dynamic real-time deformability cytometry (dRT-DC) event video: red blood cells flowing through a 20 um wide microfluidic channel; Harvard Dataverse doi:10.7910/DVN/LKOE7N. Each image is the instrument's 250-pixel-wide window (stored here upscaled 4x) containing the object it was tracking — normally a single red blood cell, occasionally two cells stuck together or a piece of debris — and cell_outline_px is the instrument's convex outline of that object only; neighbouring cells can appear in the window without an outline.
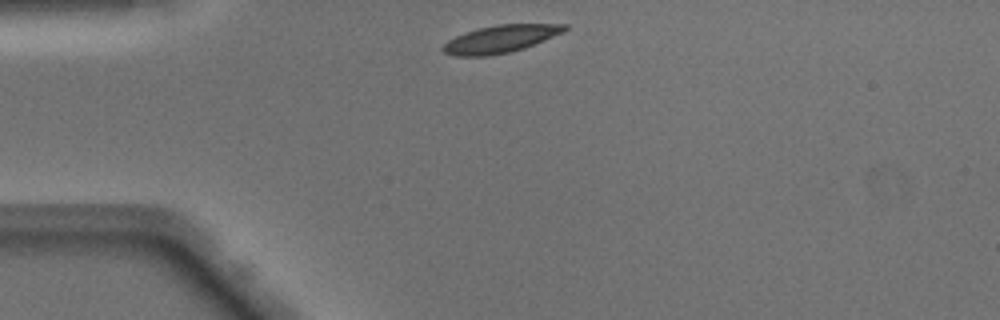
{"species": "Egyptian fruit bat (a non-hibernating species)", "species_latin": "Rousettus aegyptiacus", "temperature_condition": "warm", "stored_images_in_passage": 38, "camera_frame_rate_fps": 3000, "um_per_image_px": 0.085, "animal": {"sex": "male"}, "frame": {"image": 1, "passage_image": 1, "time_ms": 0.0, "image_size_px": [1000, 320], "cell_outline_px": [[568, 28], [564, 32], [524, 48], [512, 52], [484, 56], [456, 56], [444, 52], [440, 48], [448, 40], [464, 32], [476, 28], [496, 24], [568, 24]], "centroid_in_image_um": [42.53, 3.3], "position_along_channel_um": 42.5, "area_um2": 19.59}}
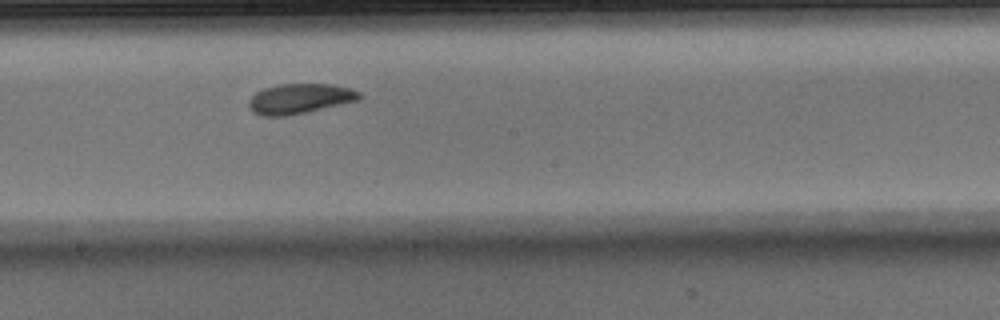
{"frame": {"image": 2, "passage_image": 16, "time_ms": 5.0, "image_size_px": [1000, 320], "cell_outline_px": [[364, 96], [360, 100], [288, 116], [260, 116], [252, 112], [248, 104], [248, 100], [256, 92], [264, 88], [280, 84], [332, 84], [352, 88], [360, 92]], "centroid_in_image_um": [25.5, 8.39], "position_along_channel_um": 222.7, "area_um2": 19.59}}
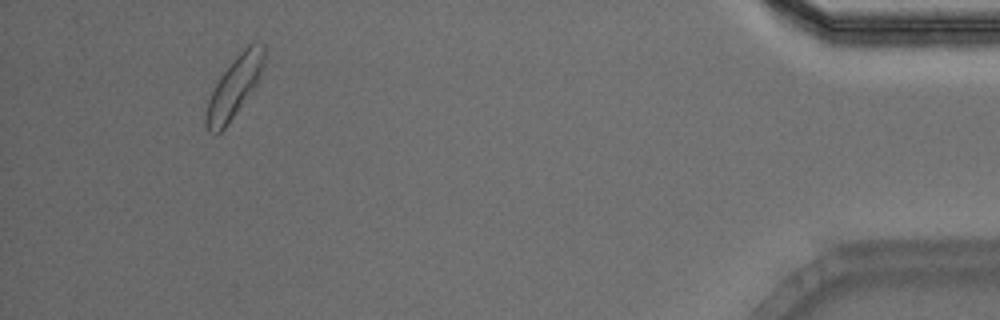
{"frame": {"image": 3, "passage_image": 35, "time_ms": 11.333, "image_size_px": [1000, 320], "cell_outline_px": [[264, 64], [256, 84], [224, 128], [220, 132], [208, 132], [204, 124], [204, 120], [208, 100], [220, 76], [232, 60], [248, 44], [264, 44]], "centroid_in_image_um": [19.89, 7.39], "position_along_channel_um": 415.3, "area_um2": 19.88}, "authors_computed_cell_mechanics": {"area_um2": 19.4208, "velocity_mm_per_s": 4.0883, "shape_relaxation_time_tau1_ms": 2.996, "shape_relaxation_time_tau2_ms": 6.7221, "deformation_change_tau1": 0.1162, "deformation_change_tau2": 0.142}}